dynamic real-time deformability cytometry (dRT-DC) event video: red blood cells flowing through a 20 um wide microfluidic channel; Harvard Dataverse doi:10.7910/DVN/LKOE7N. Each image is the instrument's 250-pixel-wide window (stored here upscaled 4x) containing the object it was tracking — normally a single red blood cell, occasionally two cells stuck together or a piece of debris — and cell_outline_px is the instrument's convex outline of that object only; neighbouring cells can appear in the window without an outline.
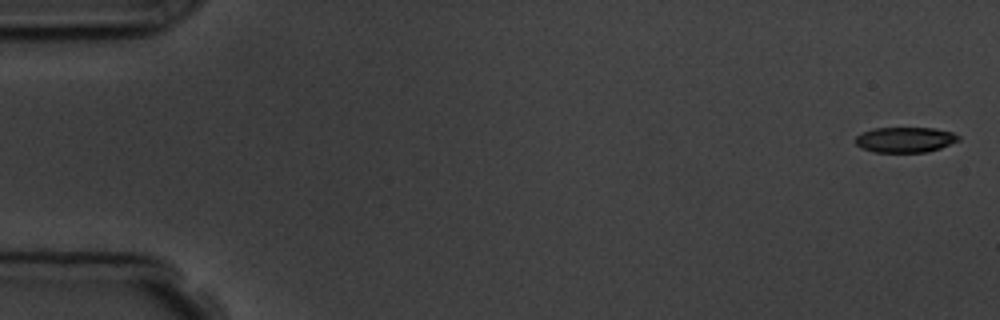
{"species": "common noctule bat (a hibernating species)", "species_latin": "Nyctalus noctula", "temperature_condition": "room temperature", "stored_images_in_passage": 7, "camera_frame_rate_fps": 3000, "um_per_image_px": 0.085, "animal": {"sex": "male", "body_mass_g": 19.5, "forearm_length_mm": 54.6}, "frame": {"image": 1, "passage_image": 1, "time_ms": 0.0, "image_size_px": [1000, 320], "cell_outline_px": [[960, 140], [940, 148], [928, 152], [872, 152], [860, 148], [856, 144], [856, 136], [872, 128], [932, 128], [952, 132], [960, 136]], "centroid_in_image_um": [76.93, 11.88], "position_along_channel_um": 8.1, "area_um2": 15.26}}
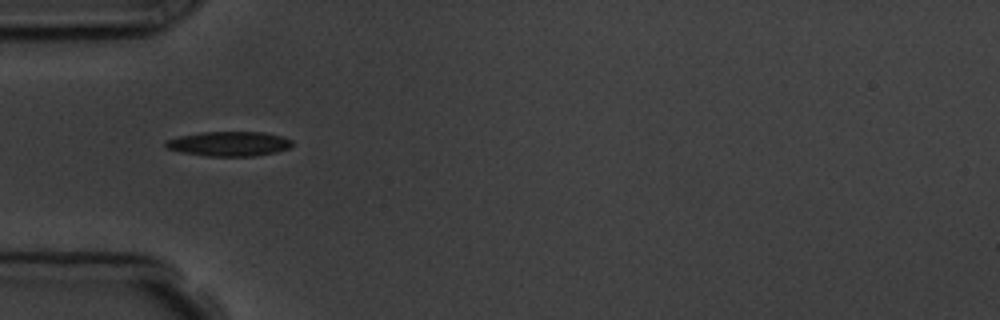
{"frame": {"image": 2, "passage_image": 5, "time_ms": 5.333, "image_size_px": [1000, 320], "cell_outline_px": [[292, 144], [288, 148], [276, 152], [256, 156], [204, 156], [184, 152], [168, 148], [164, 144], [168, 140], [180, 136], [200, 132], [264, 132], [280, 136], [292, 140]], "centroid_in_image_um": [19.49, 12.22], "position_along_channel_um": 65.5, "area_um2": 17.98}}